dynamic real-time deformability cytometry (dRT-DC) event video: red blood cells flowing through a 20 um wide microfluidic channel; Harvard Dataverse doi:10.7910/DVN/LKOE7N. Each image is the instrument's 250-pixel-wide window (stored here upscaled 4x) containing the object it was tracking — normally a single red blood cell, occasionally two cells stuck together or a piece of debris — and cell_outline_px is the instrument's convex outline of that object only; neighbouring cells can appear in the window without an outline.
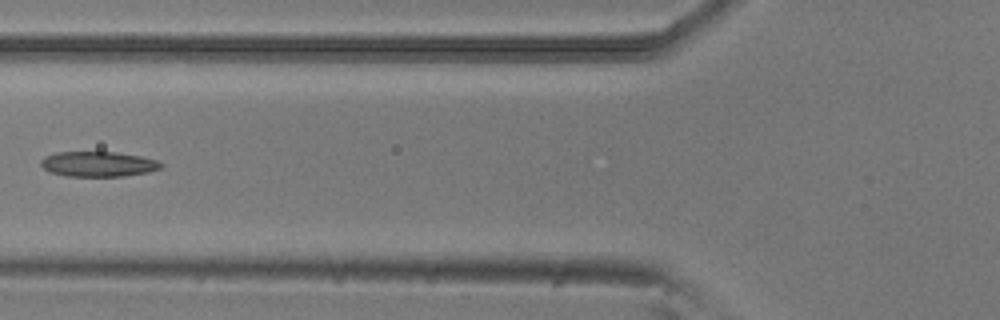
{"species": "common noctule bat (a hibernating species)", "species_latin": "Nyctalus noctula", "temperature_condition": "room temperature", "stored_images_in_passage": 6, "camera_frame_rate_fps": 3000, "um_per_image_px": 0.085, "animal": {"sex": "male", "body_mass_g": 20.5, "forearm_length_mm": 52.5}, "frame": {"image": 1, "passage_image": 5, "time_ms": 1.333, "image_size_px": [1000, 320], "cell_outline_px": [[164, 164], [160, 168], [148, 172], [124, 176], [68, 176], [48, 172], [40, 164], [40, 160], [44, 156], [56, 152], [116, 152], [140, 156], [156, 160]], "centroid_in_image_um": [8.31, 13.94], "position_along_channel_um": 117.5, "area_um2": 17.63}}
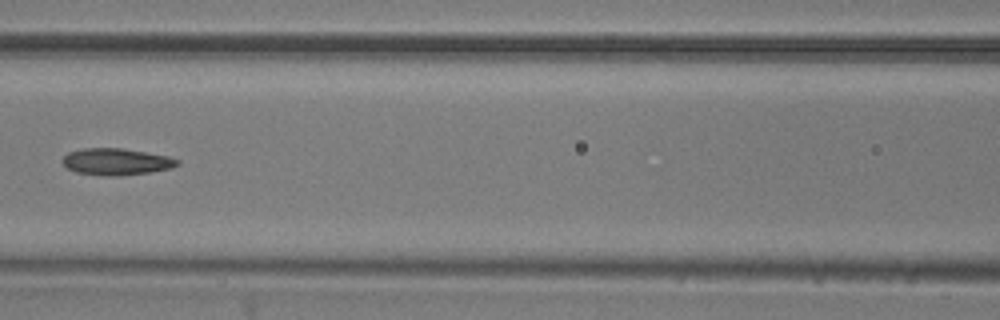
{"frame": {"image": 2, "passage_image": 6, "time_ms": 1.667, "image_size_px": [1000, 320], "cell_outline_px": [[180, 164], [172, 168], [148, 172], [120, 176], [104, 176], [76, 172], [68, 168], [60, 160], [68, 152], [84, 148], [124, 148], [168, 156], [180, 160]], "centroid_in_image_um": [9.89, 13.74], "position_along_channel_um": 156.7, "area_um2": 17.98}}